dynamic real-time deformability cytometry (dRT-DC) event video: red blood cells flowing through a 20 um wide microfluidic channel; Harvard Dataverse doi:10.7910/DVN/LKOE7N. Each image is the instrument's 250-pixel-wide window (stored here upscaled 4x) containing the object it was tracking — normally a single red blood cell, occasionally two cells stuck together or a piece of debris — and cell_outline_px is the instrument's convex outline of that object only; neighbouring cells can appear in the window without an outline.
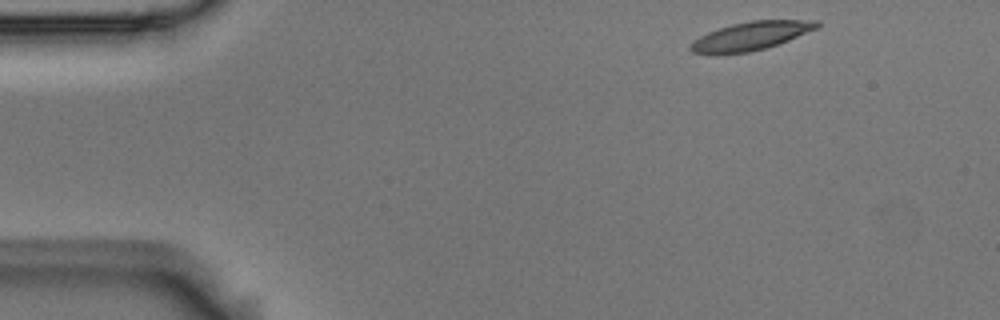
{"species": "Egyptian fruit bat (a non-hibernating species)", "species_latin": "Rousettus aegyptiacus", "temperature_condition": "room temperature", "stored_images_in_passage": 4, "segment_of_instrument_passage": [1, 2], "camera_frame_rate_fps": 3000, "um_per_image_px": 0.085, "animal": {"sex": "male"}, "frame": {"image": 1, "passage_image": 1, "time_ms": 0.0, "image_size_px": [1000, 320], "cell_outline_px": [[820, 24], [816, 28], [788, 40], [764, 48], [748, 52], [692, 52], [688, 48], [700, 36], [708, 32], [732, 24], [752, 20], [820, 20]], "centroid_in_image_um": [63.88, 3.02], "position_along_channel_um": 21.1, "area_um2": 20.06}}